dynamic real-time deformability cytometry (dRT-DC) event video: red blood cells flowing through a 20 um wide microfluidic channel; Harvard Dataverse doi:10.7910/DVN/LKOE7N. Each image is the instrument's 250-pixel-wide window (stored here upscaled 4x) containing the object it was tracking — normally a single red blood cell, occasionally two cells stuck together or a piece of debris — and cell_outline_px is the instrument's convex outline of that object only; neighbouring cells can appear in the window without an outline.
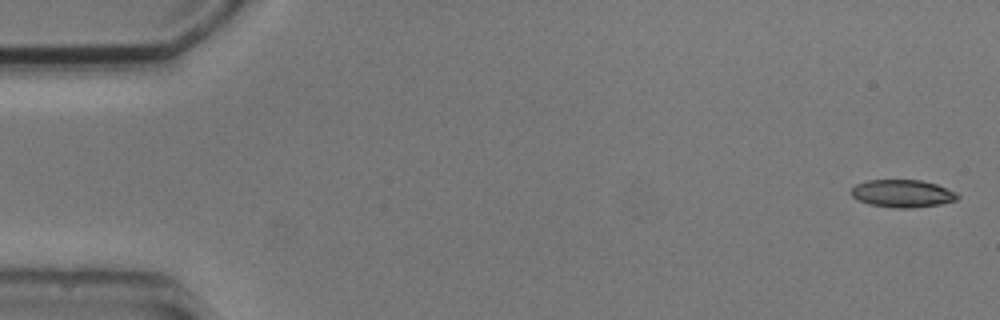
{"species": "common noctule bat (a hibernating species)", "species_latin": "Nyctalus noctula", "temperature_condition": "cold", "stored_images_in_passage": 5, "camera_frame_rate_fps": 3000, "um_per_image_px": 0.085, "animal": {"sex": "male", "body_mass_g": 20.5, "forearm_length_mm": 52.5}, "frame": {"image": 1, "passage_image": 1, "time_ms": 0.0, "image_size_px": [1000, 320], "cell_outline_px": [[960, 196], [956, 200], [940, 204], [912, 208], [896, 208], [868, 204], [852, 196], [852, 188], [856, 184], [868, 180], [920, 180], [936, 184], [956, 192]], "centroid_in_image_um": [76.72, 16.45], "position_along_channel_um": 8.3, "area_um2": 16.99}}
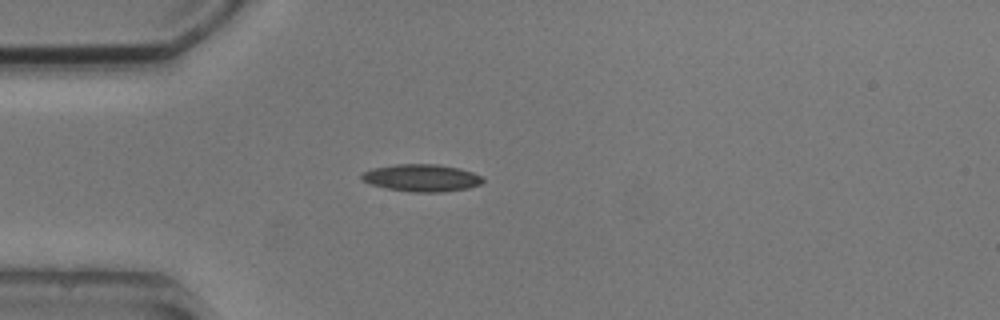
{"frame": {"image": 2, "passage_image": 4, "time_ms": 4.333, "image_size_px": [1000, 320], "cell_outline_px": [[484, 180], [480, 184], [468, 188], [444, 192], [412, 192], [388, 188], [372, 184], [360, 180], [360, 176], [364, 172], [372, 168], [396, 164], [440, 164], [460, 168], [472, 172], [480, 176]], "centroid_in_image_um": [35.84, 15.11], "position_along_channel_um": 49.2, "area_um2": 19.25}}